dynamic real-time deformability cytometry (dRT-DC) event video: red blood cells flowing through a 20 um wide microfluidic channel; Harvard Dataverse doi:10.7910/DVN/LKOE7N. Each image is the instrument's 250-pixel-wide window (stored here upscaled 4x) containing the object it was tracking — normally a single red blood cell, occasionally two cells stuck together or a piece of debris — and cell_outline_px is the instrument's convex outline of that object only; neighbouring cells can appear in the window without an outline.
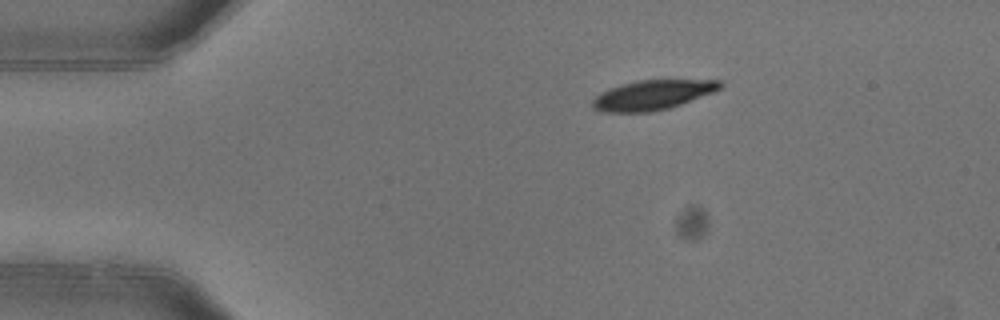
{"species": "common noctule bat (a hibernating species)", "species_latin": "Nyctalus noctula", "temperature_condition": "warm", "stored_images_in_passage": 2, "camera_frame_rate_fps": 3000, "um_per_image_px": 0.085, "animal": {"sex": "female"}, "frame": {"image": 1, "passage_image": 1, "time_ms": 0.0, "image_size_px": [1000, 320], "cell_outline_px": [[724, 84], [716, 92], [668, 108], [648, 112], [604, 112], [592, 108], [592, 100], [600, 92], [608, 88], [620, 84], [636, 80], [724, 80]], "centroid_in_image_um": [55.47, 8.06], "position_along_channel_um": 29.5, "area_um2": 22.25}}